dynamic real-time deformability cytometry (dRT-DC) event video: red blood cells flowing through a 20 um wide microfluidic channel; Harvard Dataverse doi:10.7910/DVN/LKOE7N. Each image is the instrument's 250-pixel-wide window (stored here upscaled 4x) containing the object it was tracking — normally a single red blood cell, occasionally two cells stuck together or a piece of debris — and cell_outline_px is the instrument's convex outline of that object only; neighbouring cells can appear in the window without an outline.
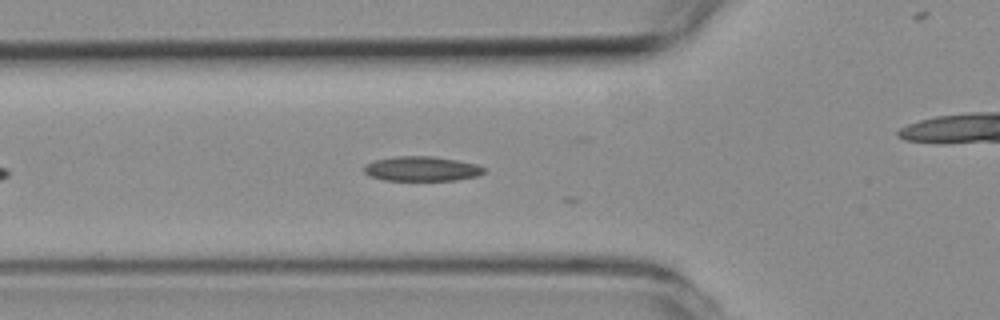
{"species": "common noctule bat (a hibernating species)", "species_latin": "Nyctalus noctula", "temperature_condition": "room temperature", "stored_images_in_passage": 3, "camera_frame_rate_fps": 3000, "um_per_image_px": 0.085, "animal": {"sex": "female", "body_mass_g": 19.3, "forearm_length_mm": 54.1}, "frame": {"image": 1, "passage_image": 2, "time_ms": 1.0, "image_size_px": [1000, 320], "cell_outline_px": [[484, 172], [476, 176], [456, 180], [384, 180], [368, 176], [364, 172], [364, 164], [372, 160], [392, 156], [432, 156], [456, 160], [476, 164], [484, 168]], "centroid_in_image_um": [35.76, 14.34], "position_along_channel_um": 90.0, "area_um2": 17.34}}